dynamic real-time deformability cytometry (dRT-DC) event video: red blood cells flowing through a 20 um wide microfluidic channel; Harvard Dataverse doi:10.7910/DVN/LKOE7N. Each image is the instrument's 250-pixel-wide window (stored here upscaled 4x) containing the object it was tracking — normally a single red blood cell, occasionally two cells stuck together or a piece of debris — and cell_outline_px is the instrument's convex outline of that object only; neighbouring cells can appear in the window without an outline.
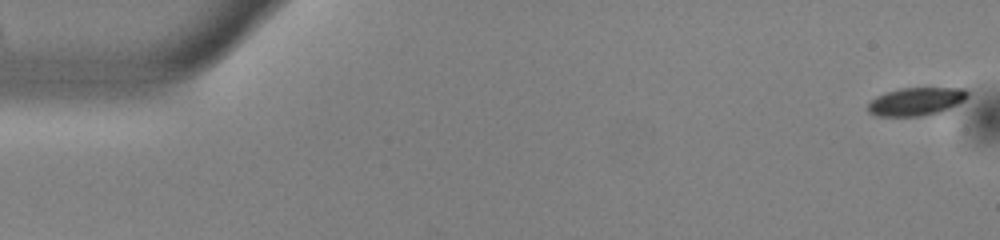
{"species": "common noctule bat (a hibernating species)", "species_latin": "Nyctalus noctula", "temperature_condition": "warm", "stored_images_in_passage": 53, "camera_frame_rate_fps": 3000, "um_per_image_px": 0.085, "animal": {"sex": "male", "body_mass_g": 13.0, "forearm_length_mm": 53.1}, "frame": {"image": 1, "passage_image": 1, "time_ms": 0.0, "image_size_px": [1000, 240], "cell_outline_px": [[968, 96], [964, 100], [940, 112], [920, 116], [876, 116], [868, 112], [868, 104], [876, 96], [900, 88], [964, 88], [968, 92]], "centroid_in_image_um": [77.85, 8.63], "position_along_channel_um": 7.1, "area_um2": 16.13}}
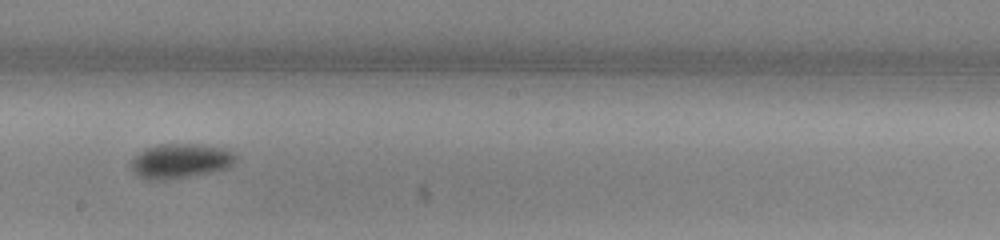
{"frame": {"image": 2, "passage_image": 30, "time_ms": 9.667, "image_size_px": [1000, 240], "cell_outline_px": [[236, 160], [232, 164], [224, 168], [212, 172], [164, 180], [148, 180], [136, 176], [132, 172], [128, 164], [140, 152], [148, 148], [160, 144], [196, 144], [220, 148], [232, 152], [236, 156]], "centroid_in_image_um": [15.26, 13.7], "position_along_channel_um": 232.9, "area_um2": 20.92}}
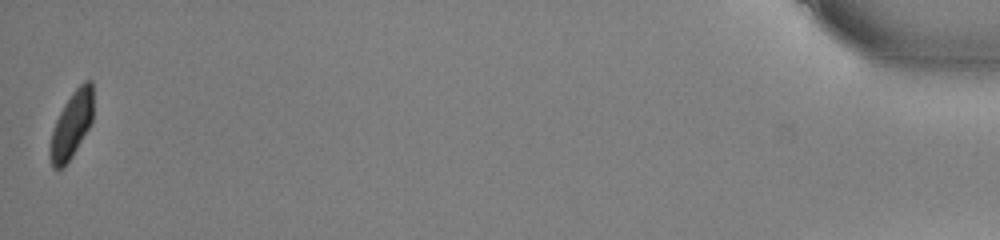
{"frame": {"image": 3, "passage_image": 53, "time_ms": 17.333, "image_size_px": [1000, 240], "cell_outline_px": [[92, 124], [72, 156], [64, 168], [52, 168], [48, 156], [48, 148], [52, 132], [56, 120], [64, 104], [72, 92], [84, 80], [92, 80]], "centroid_in_image_um": [6.06, 10.66], "position_along_channel_um": 429.1, "area_um2": 16.94}, "authors_computed_cell_mechanics": {"area_um2": 18.496, "velocity_mm_per_s": 3.8607, "shape_relaxation_time_tau1_ms": 2.0751, "shape_relaxation_time_tau2_ms": null, "deformation_change_tau1": 0.0879, "deformation_change_tau2": null}}